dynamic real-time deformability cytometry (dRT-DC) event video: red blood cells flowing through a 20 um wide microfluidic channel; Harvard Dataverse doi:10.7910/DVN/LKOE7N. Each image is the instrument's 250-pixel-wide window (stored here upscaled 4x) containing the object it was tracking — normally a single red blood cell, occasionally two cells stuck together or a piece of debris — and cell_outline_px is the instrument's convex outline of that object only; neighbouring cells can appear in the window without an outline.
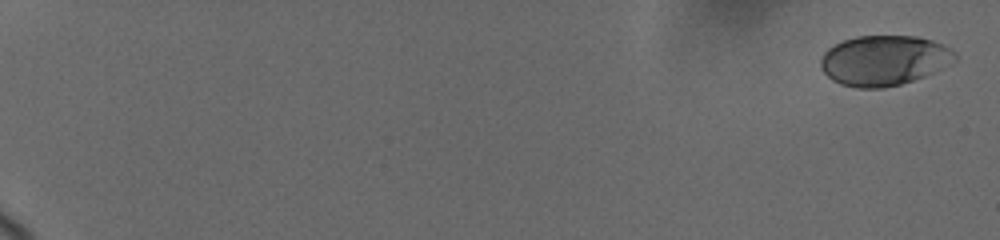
{"species": "human", "species_latin": "Homo sapiens", "temperature_condition": "cold", "stored_images_in_passage": 20, "camera_frame_rate_fps": 3000, "um_per_image_px": 0.085, "donor": {"sex": "female"}, "frame": {"image": 1, "passage_image": 1, "time_ms": 0.0, "image_size_px": [1000, 240], "cell_outline_px": [[956, 60], [924, 76], [900, 84], [884, 88], [856, 88], [840, 84], [832, 80], [820, 68], [820, 60], [824, 52], [828, 48], [844, 40], [856, 36], [916, 36], [932, 40], [944, 44], [952, 48], [956, 52]], "centroid_in_image_um": [75.13, 5.13], "position_along_channel_um": 9.9, "area_um2": 39.25}}
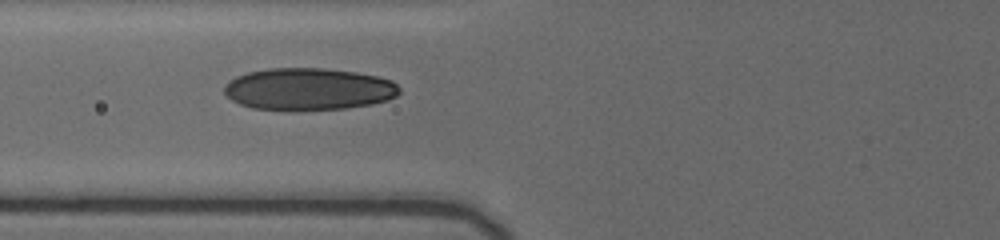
{"frame": {"image": 2, "passage_image": 15, "time_ms": 8.333, "image_size_px": [1000, 240], "cell_outline_px": [[400, 92], [396, 96], [388, 100], [372, 104], [344, 108], [252, 108], [240, 104], [232, 100], [224, 92], [224, 84], [228, 80], [236, 76], [248, 72], [268, 68], [324, 68], [356, 72], [376, 76], [392, 80], [400, 88]], "centroid_in_image_um": [26.23, 7.54], "position_along_channel_um": 99.6, "area_um2": 42.37}}
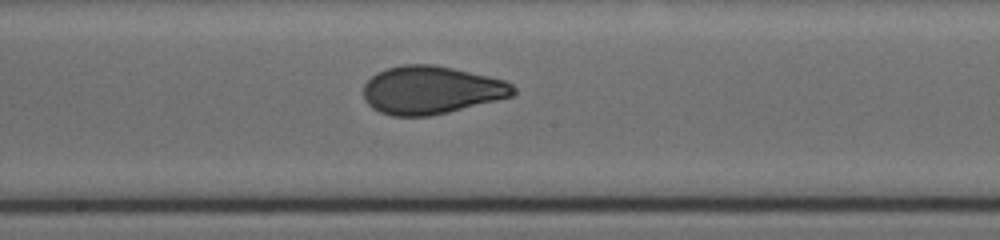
{"frame": {"image": 3, "passage_image": 20, "time_ms": 11.333, "image_size_px": [1000, 240], "cell_outline_px": [[516, 92], [512, 96], [448, 112], [428, 116], [392, 116], [380, 112], [372, 108], [364, 100], [364, 84], [376, 72], [388, 68], [404, 64], [432, 64], [452, 68], [488, 76], [504, 80], [512, 84], [516, 88]], "centroid_in_image_um": [36.63, 7.65], "position_along_channel_um": 211.6, "area_um2": 41.79}}